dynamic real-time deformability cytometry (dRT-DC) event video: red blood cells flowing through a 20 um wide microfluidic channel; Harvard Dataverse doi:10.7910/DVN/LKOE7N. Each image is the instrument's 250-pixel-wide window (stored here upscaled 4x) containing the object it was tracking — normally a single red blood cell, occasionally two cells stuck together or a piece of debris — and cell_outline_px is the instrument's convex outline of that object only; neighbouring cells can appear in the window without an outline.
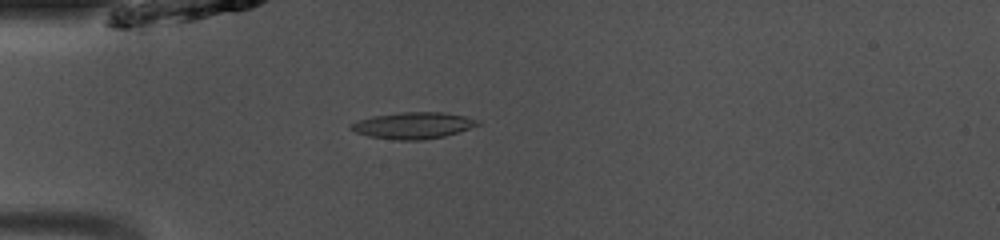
{"species": "common noctule bat (a hibernating species)", "species_latin": "Nyctalus noctula", "temperature_condition": "room temperature", "stored_images_in_passage": 49, "camera_frame_rate_fps": 3000, "um_per_image_px": 0.085, "animal": {"sex": "male", "body_mass_g": 13.0, "forearm_length_mm": 53.1}, "frame": {"image": 1, "passage_image": 14, "time_ms": 4.333, "image_size_px": [1000, 240], "cell_outline_px": [[480, 124], [444, 136], [420, 140], [396, 140], [368, 136], [356, 132], [348, 128], [352, 124], [360, 120], [372, 116], [400, 112], [444, 112], [464, 116], [480, 120]], "centroid_in_image_um": [35.11, 10.66], "position_along_channel_um": 49.9, "area_um2": 19.36}}
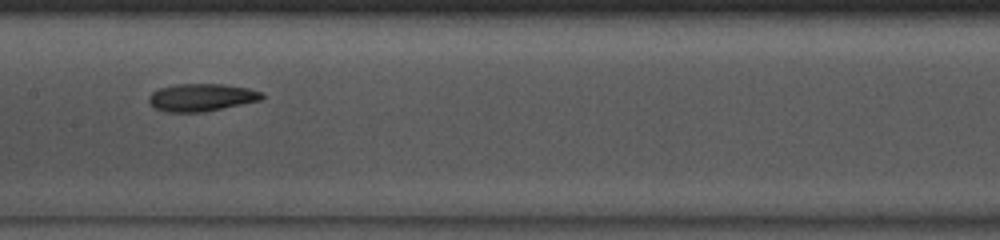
{"frame": {"image": 2, "passage_image": 25, "time_ms": 8.0, "image_size_px": [1000, 240], "cell_outline_px": [[264, 96], [260, 100], [204, 112], [164, 112], [152, 108], [148, 100], [148, 96], [152, 92], [160, 88], [176, 84], [224, 84], [248, 88], [264, 92]], "centroid_in_image_um": [17.09, 8.28], "position_along_channel_um": 190.3, "area_um2": 18.32}}
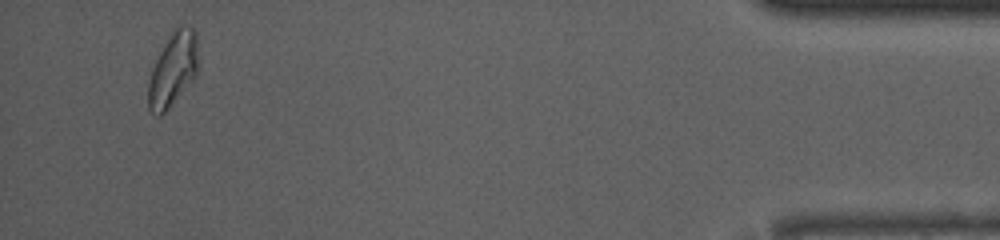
{"frame": {"image": 3, "passage_image": 47, "time_ms": 15.333, "image_size_px": [1000, 240], "cell_outline_px": [[200, 64], [196, 72], [168, 108], [160, 116], [156, 116], [148, 108], [148, 84], [152, 68], [160, 52], [176, 24], [184, 24], [192, 28], [196, 32], [200, 60]], "centroid_in_image_um": [14.72, 5.82], "position_along_channel_um": 420.5, "area_um2": 21.33}, "authors_computed_cell_mechanics": {"area_um2": 18.4382, "velocity_mm_per_s": 4.1003, "shape_relaxation_time_tau1_ms": 3.9638, "shape_relaxation_time_tau2_ms": 2.3641, "deformation_change_tau1": 0.1155, "deformation_change_tau2": 0.0901}}